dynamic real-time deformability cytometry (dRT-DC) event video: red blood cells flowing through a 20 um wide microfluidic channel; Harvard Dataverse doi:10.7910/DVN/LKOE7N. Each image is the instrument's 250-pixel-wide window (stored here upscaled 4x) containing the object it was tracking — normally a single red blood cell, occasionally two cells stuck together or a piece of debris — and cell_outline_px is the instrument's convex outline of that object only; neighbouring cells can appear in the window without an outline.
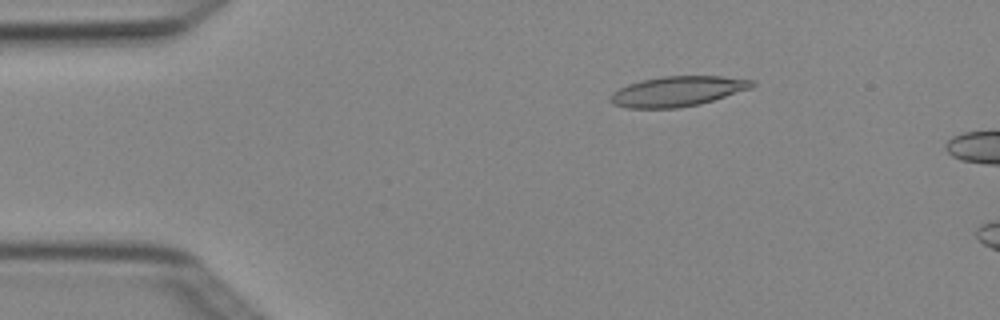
{"species": "Egyptian fruit bat (a non-hibernating species)", "species_latin": "Rousettus aegyptiacus", "temperature_condition": "cold", "stored_images_in_passage": 4, "camera_frame_rate_fps": 3000, "um_per_image_px": 0.085, "animal": {"sex": "female"}, "frame": {"image": 1, "passage_image": 3, "time_ms": 0.667, "image_size_px": [1000, 320], "cell_outline_px": [[756, 84], [752, 88], [700, 104], [676, 108], [628, 108], [612, 104], [608, 100], [608, 96], [612, 92], [628, 84], [644, 80], [664, 76], [720, 76], [756, 80]], "centroid_in_image_um": [57.59, 7.76], "position_along_channel_um": 27.4, "area_um2": 24.91}}